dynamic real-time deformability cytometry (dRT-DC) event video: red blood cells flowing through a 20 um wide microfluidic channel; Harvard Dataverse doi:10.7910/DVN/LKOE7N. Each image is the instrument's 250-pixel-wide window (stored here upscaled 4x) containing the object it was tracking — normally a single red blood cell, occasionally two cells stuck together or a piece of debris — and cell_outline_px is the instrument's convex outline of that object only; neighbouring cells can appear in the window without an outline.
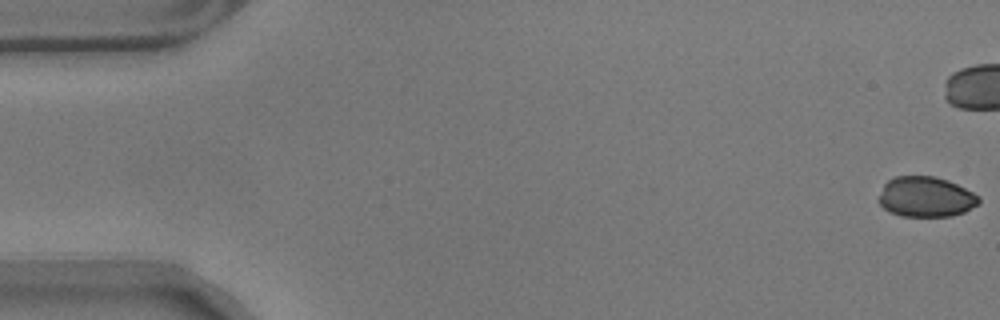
{"species": "common noctule bat (a hibernating species)", "species_latin": "Nyctalus noctula", "temperature_condition": "warm", "stored_images_in_passage": 45, "camera_frame_rate_fps": 3000, "um_per_image_px": 0.085, "animal": {"sex": "male", "body_mass_g": 17.9}, "frame": {"image": 1, "passage_image": 1, "time_ms": 0.0, "image_size_px": [1000, 320], "cell_outline_px": [[980, 200], [976, 204], [964, 212], [952, 216], [900, 216], [888, 212], [876, 200], [884, 184], [888, 180], [896, 176], [936, 176], [948, 180], [980, 196]], "centroid_in_image_um": [78.65, 16.73], "position_along_channel_um": 6.4, "area_um2": 23.58}}
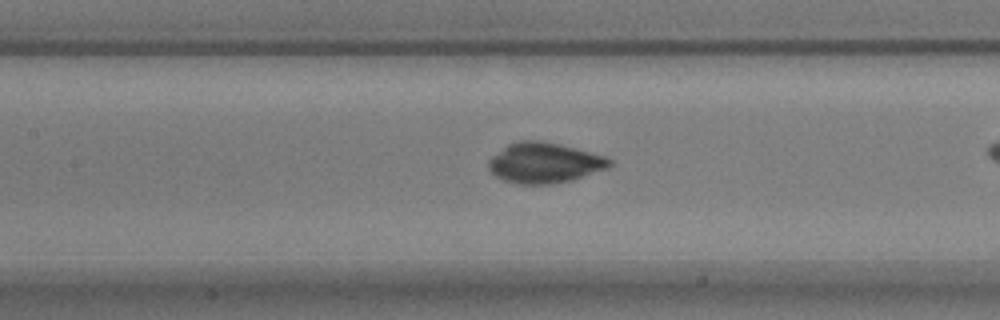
{"frame": {"image": 2, "passage_image": 26, "time_ms": 8.333, "image_size_px": [1000, 320], "cell_outline_px": [[612, 164], [608, 168], [572, 180], [548, 184], [520, 184], [504, 180], [496, 176], [488, 168], [488, 160], [492, 156], [508, 144], [516, 140], [540, 140], [560, 144], [604, 156], [612, 160]], "centroid_in_image_um": [46.26, 13.83], "position_along_channel_um": 161.1, "area_um2": 28.38}}
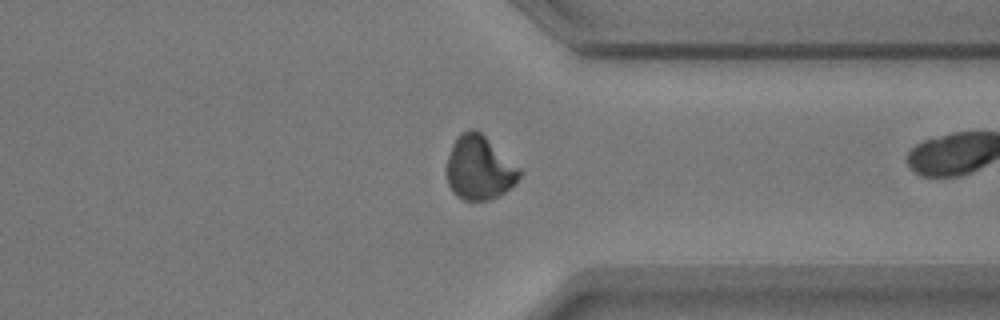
{"frame": {"image": 3, "passage_image": 44, "time_ms": 14.333, "image_size_px": [1000, 320], "cell_outline_px": [[524, 172], [516, 184], [504, 192], [488, 200], [464, 200], [456, 196], [452, 192], [448, 184], [444, 172], [448, 156], [452, 144], [460, 132], [472, 128], [480, 132], [520, 168]], "centroid_in_image_um": [40.72, 14.28], "position_along_channel_um": 370.7, "area_um2": 27.46}}